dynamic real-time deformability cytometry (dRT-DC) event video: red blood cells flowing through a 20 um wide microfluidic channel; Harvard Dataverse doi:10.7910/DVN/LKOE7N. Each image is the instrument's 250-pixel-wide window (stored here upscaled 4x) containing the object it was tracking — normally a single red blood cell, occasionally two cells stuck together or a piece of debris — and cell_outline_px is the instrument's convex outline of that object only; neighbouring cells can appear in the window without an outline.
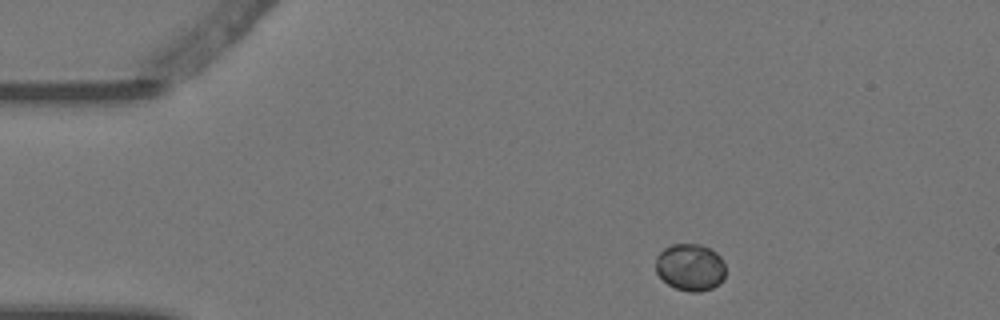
{"species": "Egyptian fruit bat (a non-hibernating species)", "species_latin": "Rousettus aegyptiacus", "temperature_condition": "warm", "stored_images_in_passage": 2, "camera_frame_rate_fps": 3000, "um_per_image_px": 0.085, "animal": {"sex": "female"}, "frame": {"image": 1, "passage_image": 1, "time_ms": 0.0, "image_size_px": [1000, 320], "cell_outline_px": [[724, 280], [720, 284], [712, 288], [700, 292], [688, 292], [676, 288], [668, 284], [656, 272], [656, 256], [664, 248], [672, 244], [700, 244], [716, 252], [720, 256], [724, 264]], "centroid_in_image_um": [58.68, 22.72], "position_along_channel_um": 26.3, "area_um2": 19.25}}